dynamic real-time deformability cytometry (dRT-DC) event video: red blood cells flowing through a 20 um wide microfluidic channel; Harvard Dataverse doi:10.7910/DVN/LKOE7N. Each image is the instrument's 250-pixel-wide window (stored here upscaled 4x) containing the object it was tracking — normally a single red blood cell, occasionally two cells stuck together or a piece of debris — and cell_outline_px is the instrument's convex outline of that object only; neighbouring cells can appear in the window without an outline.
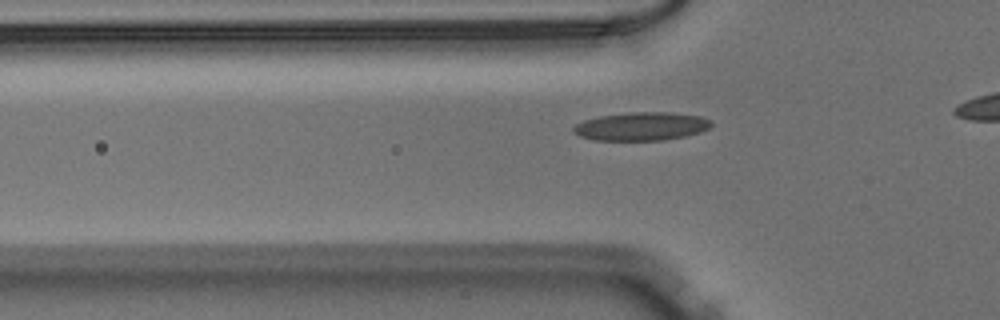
{"species": "Egyptian fruit bat (a non-hibernating species)", "species_latin": "Rousettus aegyptiacus", "temperature_condition": "warm", "stored_images_in_passage": 33, "camera_frame_rate_fps": 3000, "um_per_image_px": 0.085, "animal": {"sex": "male"}, "frame": {"image": 1, "passage_image": 8, "time_ms": 2.333, "image_size_px": [1000, 320], "cell_outline_px": [[712, 124], [708, 128], [700, 132], [684, 136], [664, 140], [596, 140], [580, 136], [572, 132], [572, 128], [576, 124], [584, 120], [600, 116], [628, 112], [672, 112], [700, 116], [712, 120]], "centroid_in_image_um": [54.52, 10.73], "position_along_channel_um": 71.3, "area_um2": 22.77}}
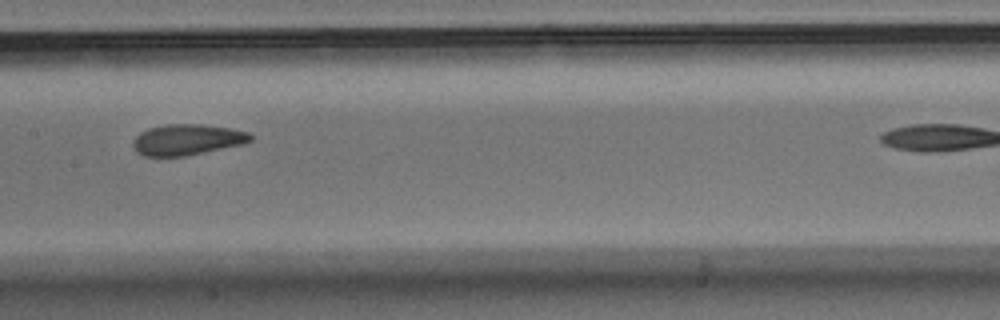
{"frame": {"image": 2, "passage_image": 17, "time_ms": 5.333, "image_size_px": [1000, 320], "cell_outline_px": [[252, 140], [244, 144], [184, 156], [144, 156], [136, 152], [132, 144], [132, 140], [140, 132], [148, 128], [164, 124], [200, 124], [232, 128], [248, 132], [252, 136]], "centroid_in_image_um": [15.89, 11.86], "position_along_channel_um": 191.5, "area_um2": 21.27}}
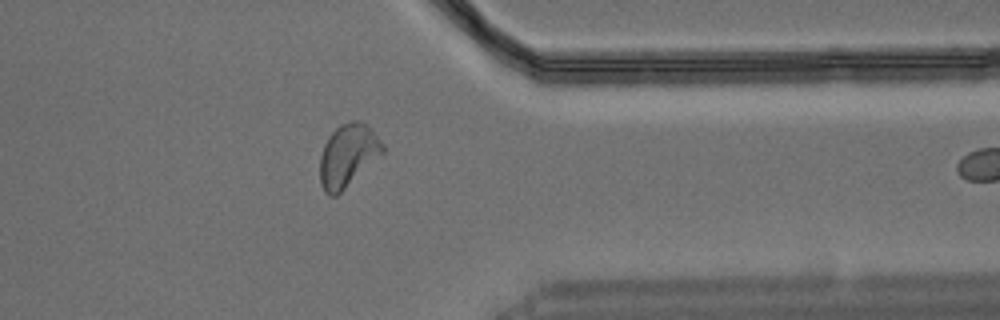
{"frame": {"image": 3, "passage_image": 32, "time_ms": 10.333, "image_size_px": [1000, 320], "cell_outline_px": [[384, 152], [336, 196], [328, 196], [324, 192], [320, 184], [320, 156], [324, 144], [328, 136], [340, 124], [348, 120], [360, 120], [368, 124], [372, 128], [384, 144]], "centroid_in_image_um": [29.56, 13.18], "position_along_channel_um": 381.8, "area_um2": 23.12}}